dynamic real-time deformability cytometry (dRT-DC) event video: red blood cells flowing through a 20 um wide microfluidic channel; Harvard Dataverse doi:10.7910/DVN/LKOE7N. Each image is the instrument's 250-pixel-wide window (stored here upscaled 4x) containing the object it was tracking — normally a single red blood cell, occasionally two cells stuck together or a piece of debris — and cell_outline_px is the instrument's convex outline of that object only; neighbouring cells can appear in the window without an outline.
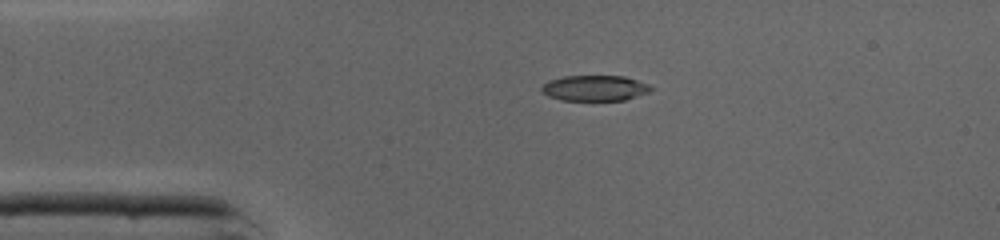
{"species": "common noctule bat (a hibernating species)", "species_latin": "Nyctalus noctula", "temperature_condition": "cold", "stored_images_in_passage": 18, "camera_frame_rate_fps": 3000, "um_per_image_px": 0.085, "animal": {"sex": "male", "body_mass_g": 19.0, "forearm_length_mm": 50.8}, "frame": {"image": 1, "passage_image": 1, "time_ms": 0.0, "image_size_px": [1000, 240], "cell_outline_px": [[652, 88], [648, 92], [624, 100], [560, 100], [548, 96], [540, 88], [548, 80], [564, 76], [624, 76], [648, 84]], "centroid_in_image_um": [50.52, 7.48], "position_along_channel_um": 34.5, "area_um2": 16.13}}
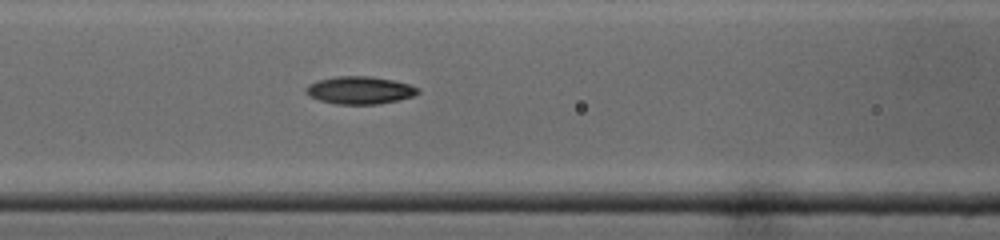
{"frame": {"image": 2, "passage_image": 10, "time_ms": 3.0, "image_size_px": [1000, 240], "cell_outline_px": [[420, 92], [412, 96], [400, 100], [376, 104], [336, 104], [320, 100], [308, 96], [304, 88], [308, 84], [316, 80], [336, 76], [368, 76], [392, 80], [408, 84], [420, 88]], "centroid_in_image_um": [30.55, 7.67], "position_along_channel_um": 136.0, "area_um2": 18.09}}
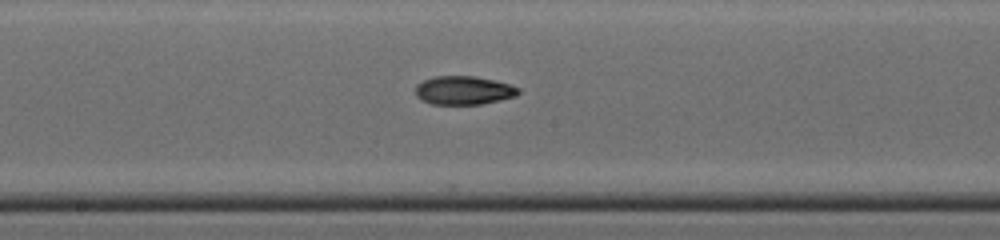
{"frame": {"image": 3, "passage_image": 15, "time_ms": 4.667, "image_size_px": [1000, 240], "cell_outline_px": [[520, 92], [516, 96], [500, 100], [480, 104], [432, 104], [416, 96], [416, 84], [424, 80], [436, 76], [476, 76], [496, 80], [520, 88]], "centroid_in_image_um": [39.44, 7.67], "position_along_channel_um": 208.8, "area_um2": 17.11}}